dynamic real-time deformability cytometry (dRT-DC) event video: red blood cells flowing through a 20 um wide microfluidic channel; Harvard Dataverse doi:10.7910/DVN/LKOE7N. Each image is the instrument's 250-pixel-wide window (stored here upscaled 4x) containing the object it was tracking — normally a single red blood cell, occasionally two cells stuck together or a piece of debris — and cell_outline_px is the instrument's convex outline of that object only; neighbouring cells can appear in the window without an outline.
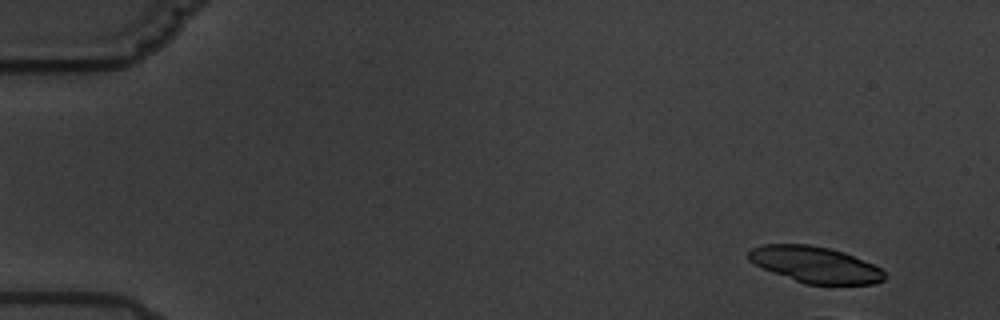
{"species": "common noctule bat (a hibernating species)", "species_latin": "Nyctalus noctula", "temperature_condition": "warm", "stored_images_in_passage": 2, "camera_frame_rate_fps": 3000, "um_per_image_px": 0.085, "animal": {"sex": "male", "body_mass_g": 19.5, "forearm_length_mm": 54.6}, "frame": {"image": 1, "passage_image": 1, "time_ms": 0.0, "image_size_px": [1000, 320], "cell_outline_px": [[888, 276], [884, 280], [876, 284], [804, 284], [772, 272], [748, 260], [748, 252], [752, 248], [764, 244], [808, 244], [828, 248], [844, 252], [872, 264], [880, 268]], "centroid_in_image_um": [69.3, 22.5], "position_along_channel_um": 15.7, "area_um2": 28.61}}